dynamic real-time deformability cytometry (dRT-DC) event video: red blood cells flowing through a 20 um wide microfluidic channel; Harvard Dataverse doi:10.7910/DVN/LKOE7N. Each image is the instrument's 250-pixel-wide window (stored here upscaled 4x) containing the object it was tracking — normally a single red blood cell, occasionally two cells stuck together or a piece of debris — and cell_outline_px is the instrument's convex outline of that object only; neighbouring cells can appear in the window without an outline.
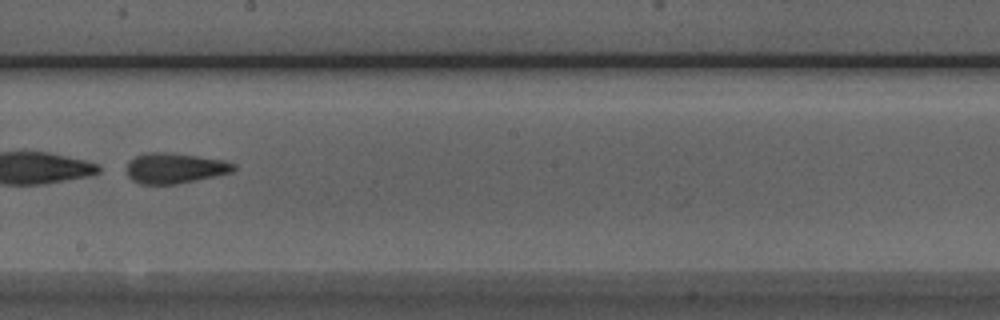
{"species": "Egyptian fruit bat (a non-hibernating species)", "species_latin": "Rousettus aegyptiacus", "temperature_condition": "room temperature", "stored_images_in_passage": 49, "segment_of_instrument_passage": [2, 2], "camera_frame_rate_fps": 3000, "um_per_image_px": 0.085, "animal": {"sex": "male"}, "frame": {"image": 1, "passage_image": 28, "time_ms": 9.0, "image_size_px": [1000, 320], "cell_outline_px": [[236, 168], [232, 172], [216, 176], [176, 184], [140, 184], [132, 180], [128, 176], [128, 160], [144, 152], [168, 152], [224, 160], [236, 164]], "centroid_in_image_um": [14.86, 14.29], "position_along_channel_um": 233.3, "area_um2": 19.02}}